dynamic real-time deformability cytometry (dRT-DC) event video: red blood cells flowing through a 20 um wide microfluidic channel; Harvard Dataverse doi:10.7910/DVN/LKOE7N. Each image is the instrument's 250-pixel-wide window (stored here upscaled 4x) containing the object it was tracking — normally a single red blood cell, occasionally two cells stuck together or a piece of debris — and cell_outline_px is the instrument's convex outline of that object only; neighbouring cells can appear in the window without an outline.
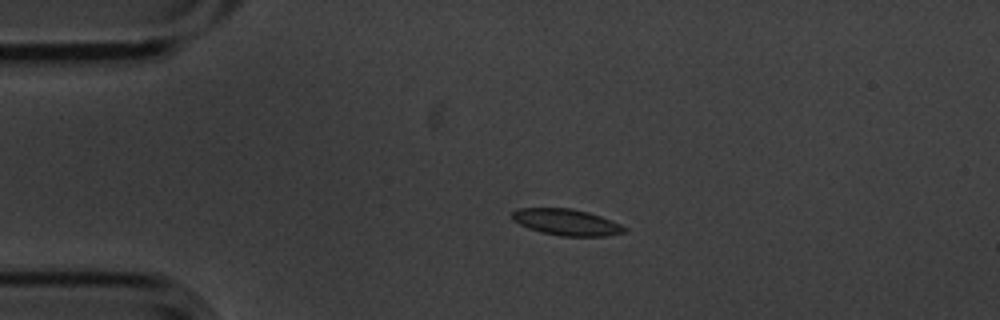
{"species": "common noctule bat (a hibernating species)", "species_latin": "Nyctalus noctula", "temperature_condition": "cold", "stored_images_in_passage": 2, "camera_frame_rate_fps": 3000, "um_per_image_px": 0.085, "animal": {"sex": "male", "body_mass_g": 20.1, "forearm_length_mm": 53.5}, "frame": {"image": 1, "passage_image": 1, "time_ms": 0.0, "image_size_px": [1000, 320], "cell_outline_px": [[628, 228], [624, 232], [604, 236], [560, 236], [540, 232], [528, 228], [512, 220], [512, 212], [516, 208], [568, 208], [588, 212], [600, 216], [620, 224]], "centroid_in_image_um": [48.12, 18.89], "position_along_channel_um": 36.9, "area_um2": 17.17}}